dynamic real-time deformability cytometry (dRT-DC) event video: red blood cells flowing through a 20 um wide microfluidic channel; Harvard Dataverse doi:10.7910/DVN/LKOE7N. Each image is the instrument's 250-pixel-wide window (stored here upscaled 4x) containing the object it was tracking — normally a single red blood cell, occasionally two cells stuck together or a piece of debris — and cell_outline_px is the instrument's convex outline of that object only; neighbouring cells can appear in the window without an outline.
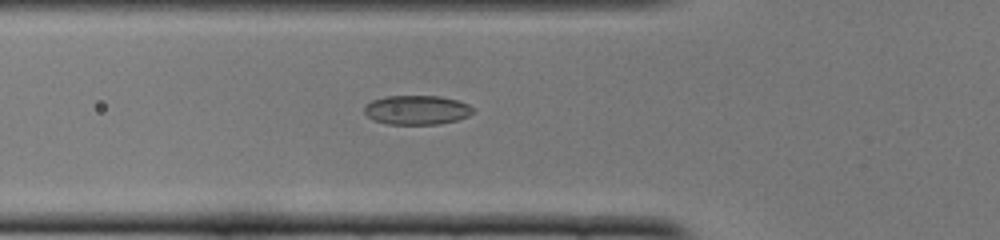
{"species": "common noctule bat (a hibernating species)", "species_latin": "Nyctalus noctula", "temperature_condition": "cold", "stored_images_in_passage": 46, "camera_frame_rate_fps": 3000, "um_per_image_px": 0.085, "animal": {"sex": "female", "body_mass_g": 22.0, "forearm_length_mm": 56.7}, "frame": {"image": 1, "passage_image": 12, "time_ms": 3.667, "image_size_px": [1000, 240], "cell_outline_px": [[476, 112], [468, 116], [456, 120], [440, 124], [388, 124], [372, 120], [364, 112], [364, 104], [372, 100], [384, 96], [440, 96], [456, 100], [468, 104], [476, 108]], "centroid_in_image_um": [35.43, 9.34], "position_along_channel_um": 90.4, "area_um2": 18.79}}
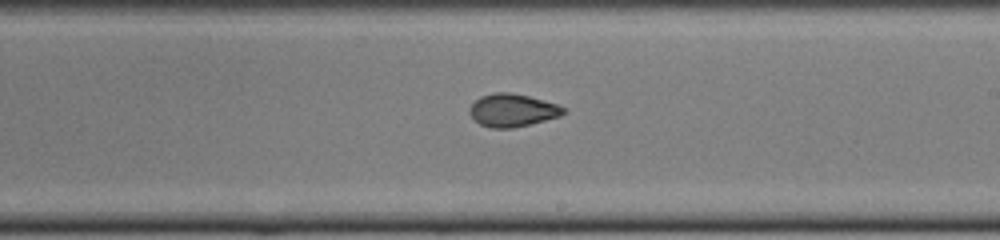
{"frame": {"image": 2, "passage_image": 24, "time_ms": 7.667, "image_size_px": [1000, 240], "cell_outline_px": [[568, 112], [560, 116], [512, 128], [492, 128], [480, 124], [468, 112], [468, 108], [480, 96], [492, 92], [512, 92], [544, 100], [556, 104], [564, 108]], "centroid_in_image_um": [43.54, 9.35], "position_along_channel_um": 245.5, "area_um2": 17.92}}
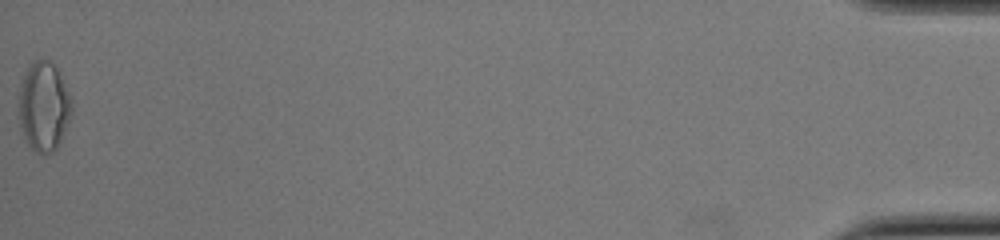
{"frame": {"image": 3, "passage_image": 46, "time_ms": 15.0, "image_size_px": [1000, 240], "cell_outline_px": [[72, 112], [60, 140], [56, 148], [52, 152], [44, 156], [36, 152], [24, 140], [20, 128], [20, 80], [28, 64], [40, 56], [52, 60], [72, 96]], "centroid_in_image_um": [3.72, 8.99], "position_along_channel_um": 431.5, "area_um2": 28.09}, "authors_computed_cell_mechanics": {"area_um2": 18.4671, "velocity_mm_per_s": 3.8759, "shape_relaxation_time_tau1_ms": 11.235, "shape_relaxation_time_tau2_ms": 2.038, "deformation_change_tau1": 0.2432, "deformation_change_tau2": 0.0625}}